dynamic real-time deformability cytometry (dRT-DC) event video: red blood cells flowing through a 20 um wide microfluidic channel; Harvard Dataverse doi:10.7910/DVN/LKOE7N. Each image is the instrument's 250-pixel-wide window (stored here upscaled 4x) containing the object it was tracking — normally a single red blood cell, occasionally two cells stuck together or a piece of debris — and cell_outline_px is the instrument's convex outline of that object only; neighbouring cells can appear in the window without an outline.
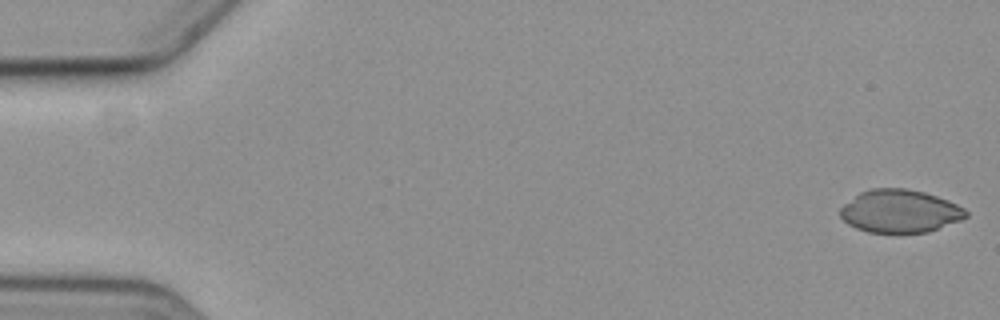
{"species": "common noctule bat (a hibernating species)", "species_latin": "Nyctalus noctula", "temperature_condition": "cold", "stored_images_in_passage": 5, "camera_frame_rate_fps": 3000, "um_per_image_px": 0.085, "animal": {"sex": "female", "body_mass_g": 19.3, "forearm_length_mm": 54.1}, "frame": {"image": 1, "passage_image": 1, "time_ms": 0.0, "image_size_px": [1000, 320], "cell_outline_px": [[968, 216], [960, 220], [928, 232], [868, 232], [856, 228], [848, 224], [840, 216], [840, 208], [844, 204], [860, 192], [872, 188], [904, 188], [924, 192], [936, 196], [956, 204], [964, 208], [968, 212]], "centroid_in_image_um": [76.48, 17.94], "position_along_channel_um": 8.5, "area_um2": 31.21}}